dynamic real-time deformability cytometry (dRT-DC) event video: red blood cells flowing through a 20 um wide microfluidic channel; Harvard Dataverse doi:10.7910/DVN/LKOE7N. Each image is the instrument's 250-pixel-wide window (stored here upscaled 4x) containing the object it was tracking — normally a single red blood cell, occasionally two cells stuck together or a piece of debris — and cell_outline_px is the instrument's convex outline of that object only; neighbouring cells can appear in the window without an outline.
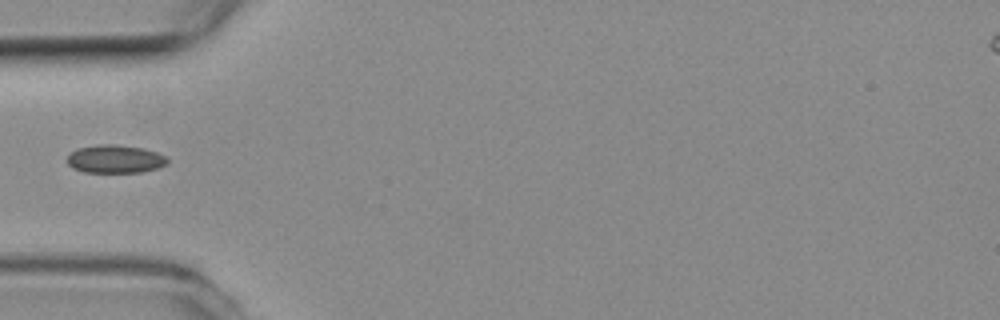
{"species": "common noctule bat (a hibernating species)", "species_latin": "Nyctalus noctula", "temperature_condition": "room temperature", "stored_images_in_passage": 37, "camera_frame_rate_fps": 3000, "um_per_image_px": 0.085, "animal": {"sex": "female", "body_mass_g": 19.3, "forearm_length_mm": 54.1}, "frame": {"image": 1, "passage_image": 1, "time_ms": 0.0, "image_size_px": [1000, 320], "cell_outline_px": [[168, 164], [156, 168], [140, 172], [84, 172], [72, 168], [68, 164], [68, 156], [72, 152], [80, 148], [100, 144], [116, 144], [144, 148], [168, 156]], "centroid_in_image_um": [9.82, 13.51], "position_along_channel_um": 75.2, "area_um2": 16.42}}
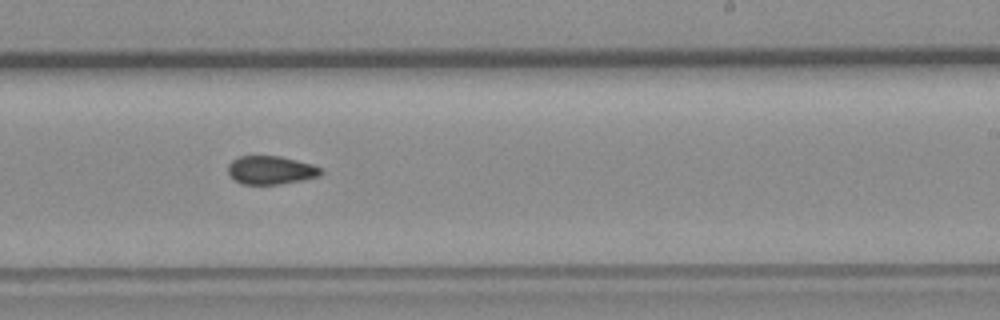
{"frame": {"image": 2, "passage_image": 16, "time_ms": 5.0, "image_size_px": [1000, 320], "cell_outline_px": [[324, 172], [320, 176], [280, 184], [240, 184], [228, 176], [228, 164], [232, 160], [240, 156], [280, 156], [312, 164], [324, 168]], "centroid_in_image_um": [23.02, 14.46], "position_along_channel_um": 266.0, "area_um2": 15.55}}
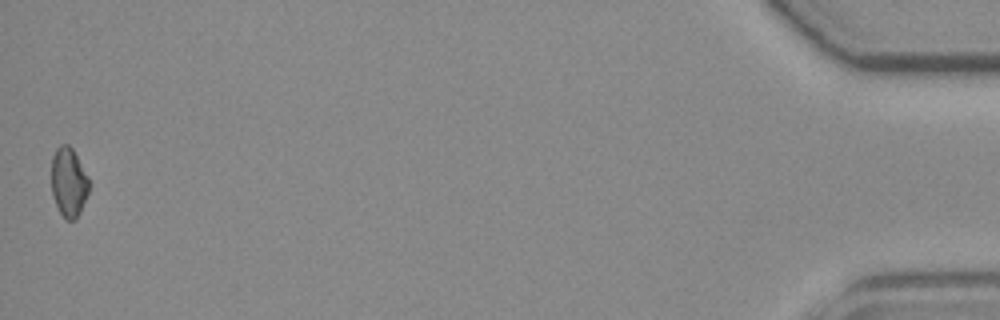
{"frame": {"image": 3, "passage_image": 37, "time_ms": 12.0, "image_size_px": [1000, 320], "cell_outline_px": [[88, 192], [80, 212], [76, 220], [64, 220], [52, 196], [52, 156], [56, 148], [60, 144], [68, 144], [72, 148], [88, 176]], "centroid_in_image_um": [5.82, 15.49], "position_along_channel_um": 429.4, "area_um2": 15.14}}